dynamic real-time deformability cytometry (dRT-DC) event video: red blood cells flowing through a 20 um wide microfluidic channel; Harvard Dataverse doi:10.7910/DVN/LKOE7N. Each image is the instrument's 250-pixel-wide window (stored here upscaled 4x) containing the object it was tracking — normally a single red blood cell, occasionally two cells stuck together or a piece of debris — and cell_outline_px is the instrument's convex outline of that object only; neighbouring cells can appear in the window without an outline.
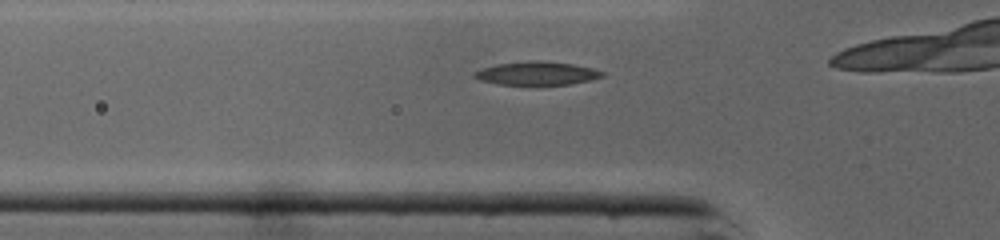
{"species": "common noctule bat (a hibernating species)", "species_latin": "Nyctalus noctula", "temperature_condition": "cold", "stored_images_in_passage": 26, "camera_frame_rate_fps": 3000, "um_per_image_px": 0.085, "animal": {"sex": "male", "body_mass_g": 19.0, "forearm_length_mm": 50.8}, "frame": {"image": 1, "passage_image": 4, "time_ms": 1.0, "image_size_px": [1000, 240], "cell_outline_px": [[604, 76], [592, 80], [568, 84], [536, 88], [496, 84], [480, 80], [472, 76], [472, 72], [496, 64], [528, 60], [540, 60], [572, 64], [592, 68], [604, 72]], "centroid_in_image_um": [45.6, 6.28], "position_along_channel_um": 80.2, "area_um2": 18.44}}
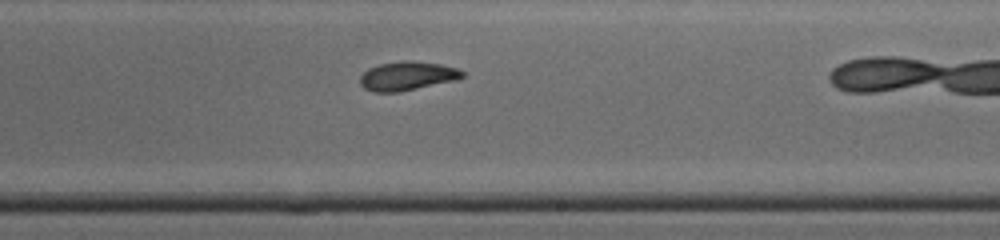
{"frame": {"image": 2, "passage_image": 16, "time_ms": 5.0, "image_size_px": [1000, 240], "cell_outline_px": [[464, 76], [456, 80], [400, 92], [372, 92], [364, 88], [360, 84], [360, 76], [368, 68], [380, 64], [404, 60], [412, 60], [440, 64], [456, 68], [464, 72]], "centroid_in_image_um": [34.6, 6.46], "position_along_channel_um": 254.4, "area_um2": 17.28}}
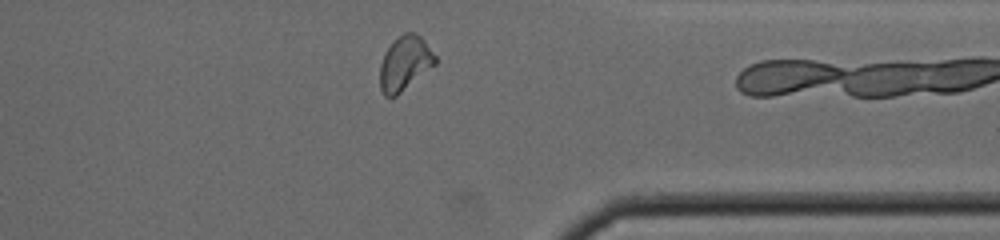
{"frame": {"image": 3, "passage_image": 25, "time_ms": 8.0, "image_size_px": [1000, 240], "cell_outline_px": [[436, 64], [396, 96], [384, 96], [380, 88], [380, 64], [384, 52], [404, 32], [416, 32], [424, 40], [436, 56]], "centroid_in_image_um": [34.41, 5.38], "position_along_channel_um": 377.0, "area_um2": 17.34}}